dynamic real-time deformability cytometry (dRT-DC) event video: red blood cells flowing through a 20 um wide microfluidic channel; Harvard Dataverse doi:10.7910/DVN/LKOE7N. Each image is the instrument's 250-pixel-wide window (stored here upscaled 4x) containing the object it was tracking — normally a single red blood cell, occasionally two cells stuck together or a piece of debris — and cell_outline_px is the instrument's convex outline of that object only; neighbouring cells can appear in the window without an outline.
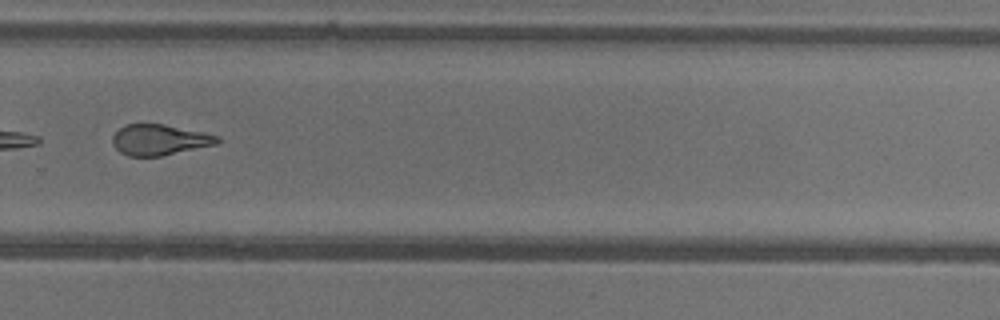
{"species": "common noctule bat (a hibernating species)", "species_latin": "Nyctalus noctula", "temperature_condition": "warm", "stored_images_in_passage": 39, "camera_frame_rate_fps": 3000, "um_per_image_px": 0.085, "animal": {"sex": "female"}, "frame": {"image": 1, "passage_image": 23, "time_ms": 7.333, "image_size_px": [1000, 320], "cell_outline_px": [[220, 140], [216, 144], [160, 156], [128, 156], [120, 152], [112, 144], [112, 136], [124, 124], [164, 124], [204, 132], [220, 136]], "centroid_in_image_um": [13.54, 11.87], "position_along_channel_um": 316.3, "area_um2": 18.73}, "authors_computed_cell_mechanics": {"area_um2": 20.2878, "velocity_mm_per_s": 3.9084, "shape_relaxation_time_tau1_ms": 9.774, "shape_relaxation_time_tau2_ms": 1.8925, "deformation_change_tau1": 0.2381, "deformation_change_tau2": 0.0921}}